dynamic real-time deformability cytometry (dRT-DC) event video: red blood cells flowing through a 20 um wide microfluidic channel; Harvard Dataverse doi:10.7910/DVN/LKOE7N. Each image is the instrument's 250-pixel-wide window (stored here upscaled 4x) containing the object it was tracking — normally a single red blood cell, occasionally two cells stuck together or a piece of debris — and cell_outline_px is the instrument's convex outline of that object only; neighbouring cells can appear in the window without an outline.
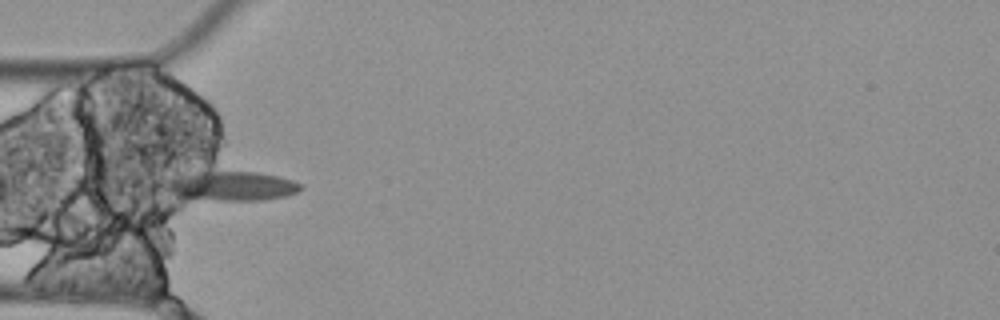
{"species": "Egyptian fruit bat (a non-hibernating species)", "species_latin": "Rousettus aegyptiacus", "temperature_condition": "cold", "stored_images_in_passage": 12, "camera_frame_rate_fps": 3000, "um_per_image_px": 0.085, "animal": {"sex": "female"}, "frame": {"image": 1, "passage_image": 2, "time_ms": 0.333, "image_size_px": [1000, 320], "cell_outline_px": [[304, 188], [296, 192], [284, 196], [264, 200], [220, 200], [180, 196], [164, 188], [164, 184], [168, 176], [172, 172], [256, 172], [280, 176], [292, 180], [300, 184]], "centroid_in_image_um": [19.59, 15.77], "position_along_channel_um": 65.4, "area_um2": 23.29}}
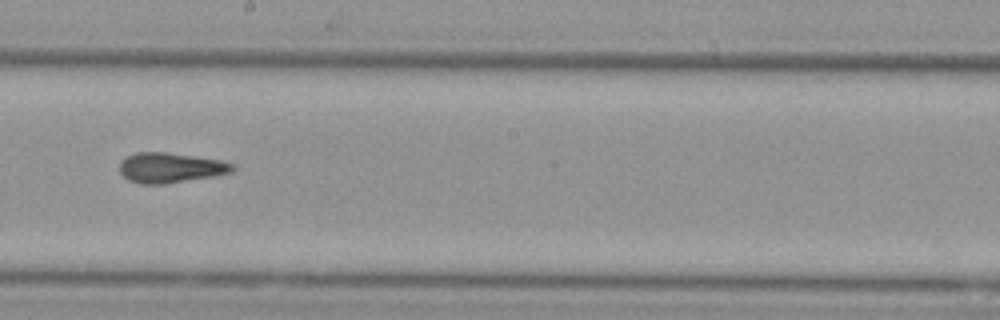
{"frame": {"image": 2, "passage_image": 6, "time_ms": 1.667, "image_size_px": [1000, 320], "cell_outline_px": [[236, 168], [232, 172], [216, 176], [164, 184], [140, 184], [128, 180], [120, 172], [120, 160], [136, 152], [168, 152], [220, 160], [236, 164]], "centroid_in_image_um": [14.51, 14.26], "position_along_channel_um": 233.7, "area_um2": 20.0}}
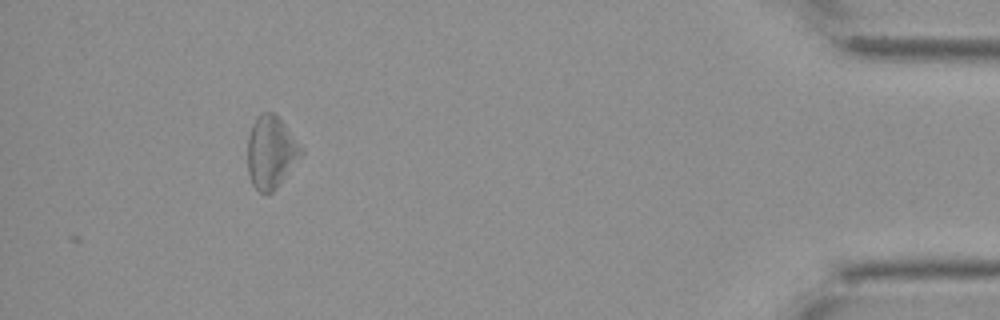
{"frame": {"image": 3, "passage_image": 11, "time_ms": 3.333, "image_size_px": [1000, 320], "cell_outline_px": [[304, 152], [280, 184], [272, 192], [264, 196], [252, 184], [248, 172], [248, 136], [252, 124], [260, 112], [272, 112], [284, 124], [304, 148]], "centroid_in_image_um": [23.03, 12.95], "position_along_channel_um": 412.2, "area_um2": 22.66}}